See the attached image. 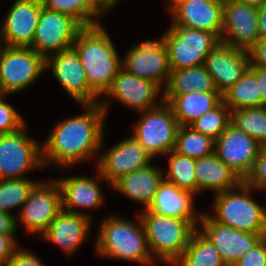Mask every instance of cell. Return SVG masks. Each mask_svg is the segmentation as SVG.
<instances>
[{
    "mask_svg": "<svg viewBox=\"0 0 266 266\" xmlns=\"http://www.w3.org/2000/svg\"><path fill=\"white\" fill-rule=\"evenodd\" d=\"M84 113L58 122L42 145L44 167L51 164L69 168L96 156L104 143V120L109 103L82 105Z\"/></svg>",
    "mask_w": 266,
    "mask_h": 266,
    "instance_id": "obj_1",
    "label": "cell"
},
{
    "mask_svg": "<svg viewBox=\"0 0 266 266\" xmlns=\"http://www.w3.org/2000/svg\"><path fill=\"white\" fill-rule=\"evenodd\" d=\"M84 67L89 87L104 95L111 87L122 60L106 29L101 24L83 27L72 46Z\"/></svg>",
    "mask_w": 266,
    "mask_h": 266,
    "instance_id": "obj_2",
    "label": "cell"
},
{
    "mask_svg": "<svg viewBox=\"0 0 266 266\" xmlns=\"http://www.w3.org/2000/svg\"><path fill=\"white\" fill-rule=\"evenodd\" d=\"M138 224L110 215L100 223L95 250L110 259L141 264L154 263L140 216Z\"/></svg>",
    "mask_w": 266,
    "mask_h": 266,
    "instance_id": "obj_3",
    "label": "cell"
},
{
    "mask_svg": "<svg viewBox=\"0 0 266 266\" xmlns=\"http://www.w3.org/2000/svg\"><path fill=\"white\" fill-rule=\"evenodd\" d=\"M138 213L153 259L174 265L183 255L190 237L197 229L189 220L160 216L148 209Z\"/></svg>",
    "mask_w": 266,
    "mask_h": 266,
    "instance_id": "obj_4",
    "label": "cell"
},
{
    "mask_svg": "<svg viewBox=\"0 0 266 266\" xmlns=\"http://www.w3.org/2000/svg\"><path fill=\"white\" fill-rule=\"evenodd\" d=\"M252 187L243 181L238 187L216 193L213 204L217 223L239 231L266 234L265 206L251 198Z\"/></svg>",
    "mask_w": 266,
    "mask_h": 266,
    "instance_id": "obj_5",
    "label": "cell"
},
{
    "mask_svg": "<svg viewBox=\"0 0 266 266\" xmlns=\"http://www.w3.org/2000/svg\"><path fill=\"white\" fill-rule=\"evenodd\" d=\"M168 51L170 70L204 65L205 59L220 39L213 33L171 24L162 35Z\"/></svg>",
    "mask_w": 266,
    "mask_h": 266,
    "instance_id": "obj_6",
    "label": "cell"
},
{
    "mask_svg": "<svg viewBox=\"0 0 266 266\" xmlns=\"http://www.w3.org/2000/svg\"><path fill=\"white\" fill-rule=\"evenodd\" d=\"M140 113L142 117L133 126L132 136L153 158L173 151L179 125L171 106L163 101Z\"/></svg>",
    "mask_w": 266,
    "mask_h": 266,
    "instance_id": "obj_7",
    "label": "cell"
},
{
    "mask_svg": "<svg viewBox=\"0 0 266 266\" xmlns=\"http://www.w3.org/2000/svg\"><path fill=\"white\" fill-rule=\"evenodd\" d=\"M25 128L0 135V179H23L28 171L44 167L42 145Z\"/></svg>",
    "mask_w": 266,
    "mask_h": 266,
    "instance_id": "obj_8",
    "label": "cell"
},
{
    "mask_svg": "<svg viewBox=\"0 0 266 266\" xmlns=\"http://www.w3.org/2000/svg\"><path fill=\"white\" fill-rule=\"evenodd\" d=\"M46 70V60L30 47L5 46L0 53V86L5 95L33 84Z\"/></svg>",
    "mask_w": 266,
    "mask_h": 266,
    "instance_id": "obj_9",
    "label": "cell"
},
{
    "mask_svg": "<svg viewBox=\"0 0 266 266\" xmlns=\"http://www.w3.org/2000/svg\"><path fill=\"white\" fill-rule=\"evenodd\" d=\"M82 28L72 16L43 6L30 48L46 60L53 54L72 48Z\"/></svg>",
    "mask_w": 266,
    "mask_h": 266,
    "instance_id": "obj_10",
    "label": "cell"
},
{
    "mask_svg": "<svg viewBox=\"0 0 266 266\" xmlns=\"http://www.w3.org/2000/svg\"><path fill=\"white\" fill-rule=\"evenodd\" d=\"M122 68L130 74L151 80L161 88H166L171 70L168 51L162 37L145 40L130 47L122 59Z\"/></svg>",
    "mask_w": 266,
    "mask_h": 266,
    "instance_id": "obj_11",
    "label": "cell"
},
{
    "mask_svg": "<svg viewBox=\"0 0 266 266\" xmlns=\"http://www.w3.org/2000/svg\"><path fill=\"white\" fill-rule=\"evenodd\" d=\"M61 210V191L58 183L53 180L40 181L18 212L17 221L22 223L27 233L41 236Z\"/></svg>",
    "mask_w": 266,
    "mask_h": 266,
    "instance_id": "obj_12",
    "label": "cell"
},
{
    "mask_svg": "<svg viewBox=\"0 0 266 266\" xmlns=\"http://www.w3.org/2000/svg\"><path fill=\"white\" fill-rule=\"evenodd\" d=\"M51 67L54 77L71 98L80 105L97 104L98 95L89 87L84 67L72 47L46 59V69Z\"/></svg>",
    "mask_w": 266,
    "mask_h": 266,
    "instance_id": "obj_13",
    "label": "cell"
},
{
    "mask_svg": "<svg viewBox=\"0 0 266 266\" xmlns=\"http://www.w3.org/2000/svg\"><path fill=\"white\" fill-rule=\"evenodd\" d=\"M262 145L230 124L215 140L214 154L245 181Z\"/></svg>",
    "mask_w": 266,
    "mask_h": 266,
    "instance_id": "obj_14",
    "label": "cell"
},
{
    "mask_svg": "<svg viewBox=\"0 0 266 266\" xmlns=\"http://www.w3.org/2000/svg\"><path fill=\"white\" fill-rule=\"evenodd\" d=\"M153 157L133 137H126L97 158L96 168L111 186L120 178L151 164Z\"/></svg>",
    "mask_w": 266,
    "mask_h": 266,
    "instance_id": "obj_15",
    "label": "cell"
},
{
    "mask_svg": "<svg viewBox=\"0 0 266 266\" xmlns=\"http://www.w3.org/2000/svg\"><path fill=\"white\" fill-rule=\"evenodd\" d=\"M201 229L197 230L217 248L226 266H233L249 252L266 234H254L221 225L207 213L200 215Z\"/></svg>",
    "mask_w": 266,
    "mask_h": 266,
    "instance_id": "obj_16",
    "label": "cell"
},
{
    "mask_svg": "<svg viewBox=\"0 0 266 266\" xmlns=\"http://www.w3.org/2000/svg\"><path fill=\"white\" fill-rule=\"evenodd\" d=\"M258 7L223 2V26L220 41L235 48L249 51L259 40Z\"/></svg>",
    "mask_w": 266,
    "mask_h": 266,
    "instance_id": "obj_17",
    "label": "cell"
},
{
    "mask_svg": "<svg viewBox=\"0 0 266 266\" xmlns=\"http://www.w3.org/2000/svg\"><path fill=\"white\" fill-rule=\"evenodd\" d=\"M249 65L248 51L221 41L208 54L204 62L216 90L221 95L242 77Z\"/></svg>",
    "mask_w": 266,
    "mask_h": 266,
    "instance_id": "obj_18",
    "label": "cell"
},
{
    "mask_svg": "<svg viewBox=\"0 0 266 266\" xmlns=\"http://www.w3.org/2000/svg\"><path fill=\"white\" fill-rule=\"evenodd\" d=\"M224 0H180L169 11L176 26L203 30L215 34L219 39L223 26Z\"/></svg>",
    "mask_w": 266,
    "mask_h": 266,
    "instance_id": "obj_19",
    "label": "cell"
},
{
    "mask_svg": "<svg viewBox=\"0 0 266 266\" xmlns=\"http://www.w3.org/2000/svg\"><path fill=\"white\" fill-rule=\"evenodd\" d=\"M161 89L155 82L137 77L121 68L105 95L117 99L131 109L143 112L157 107L164 101L163 93L159 96Z\"/></svg>",
    "mask_w": 266,
    "mask_h": 266,
    "instance_id": "obj_20",
    "label": "cell"
},
{
    "mask_svg": "<svg viewBox=\"0 0 266 266\" xmlns=\"http://www.w3.org/2000/svg\"><path fill=\"white\" fill-rule=\"evenodd\" d=\"M42 7V0L14 1L1 25L6 46L32 45Z\"/></svg>",
    "mask_w": 266,
    "mask_h": 266,
    "instance_id": "obj_21",
    "label": "cell"
},
{
    "mask_svg": "<svg viewBox=\"0 0 266 266\" xmlns=\"http://www.w3.org/2000/svg\"><path fill=\"white\" fill-rule=\"evenodd\" d=\"M97 179L85 176H72L55 179L61 191L62 209L75 214H82L90 217L86 212L73 210L74 207H82L84 209H97L104 203V196L100 189L99 180L105 181L101 173L97 169ZM99 179V180H98Z\"/></svg>",
    "mask_w": 266,
    "mask_h": 266,
    "instance_id": "obj_22",
    "label": "cell"
},
{
    "mask_svg": "<svg viewBox=\"0 0 266 266\" xmlns=\"http://www.w3.org/2000/svg\"><path fill=\"white\" fill-rule=\"evenodd\" d=\"M91 222L92 218L62 209L40 237L71 256L88 236Z\"/></svg>",
    "mask_w": 266,
    "mask_h": 266,
    "instance_id": "obj_23",
    "label": "cell"
},
{
    "mask_svg": "<svg viewBox=\"0 0 266 266\" xmlns=\"http://www.w3.org/2000/svg\"><path fill=\"white\" fill-rule=\"evenodd\" d=\"M193 195L195 194L163 179L148 210L160 216L189 220L197 228L200 215L198 217L194 212Z\"/></svg>",
    "mask_w": 266,
    "mask_h": 266,
    "instance_id": "obj_24",
    "label": "cell"
},
{
    "mask_svg": "<svg viewBox=\"0 0 266 266\" xmlns=\"http://www.w3.org/2000/svg\"><path fill=\"white\" fill-rule=\"evenodd\" d=\"M196 194L203 190L224 192L238 187L243 180L215 154L195 159Z\"/></svg>",
    "mask_w": 266,
    "mask_h": 266,
    "instance_id": "obj_25",
    "label": "cell"
},
{
    "mask_svg": "<svg viewBox=\"0 0 266 266\" xmlns=\"http://www.w3.org/2000/svg\"><path fill=\"white\" fill-rule=\"evenodd\" d=\"M163 173L160 168L150 164L123 176L112 187L148 209L153 203L159 184L164 179Z\"/></svg>",
    "mask_w": 266,
    "mask_h": 266,
    "instance_id": "obj_26",
    "label": "cell"
},
{
    "mask_svg": "<svg viewBox=\"0 0 266 266\" xmlns=\"http://www.w3.org/2000/svg\"><path fill=\"white\" fill-rule=\"evenodd\" d=\"M163 98L171 106L179 126H189L223 100L219 92L200 91Z\"/></svg>",
    "mask_w": 266,
    "mask_h": 266,
    "instance_id": "obj_27",
    "label": "cell"
},
{
    "mask_svg": "<svg viewBox=\"0 0 266 266\" xmlns=\"http://www.w3.org/2000/svg\"><path fill=\"white\" fill-rule=\"evenodd\" d=\"M164 89L163 96H178L194 91L218 92L204 65L171 70L168 84Z\"/></svg>",
    "mask_w": 266,
    "mask_h": 266,
    "instance_id": "obj_28",
    "label": "cell"
},
{
    "mask_svg": "<svg viewBox=\"0 0 266 266\" xmlns=\"http://www.w3.org/2000/svg\"><path fill=\"white\" fill-rule=\"evenodd\" d=\"M174 266H226L217 248L197 229Z\"/></svg>",
    "mask_w": 266,
    "mask_h": 266,
    "instance_id": "obj_29",
    "label": "cell"
},
{
    "mask_svg": "<svg viewBox=\"0 0 266 266\" xmlns=\"http://www.w3.org/2000/svg\"><path fill=\"white\" fill-rule=\"evenodd\" d=\"M222 98L231 111L261 106L257 76L248 68L242 77L222 95Z\"/></svg>",
    "mask_w": 266,
    "mask_h": 266,
    "instance_id": "obj_30",
    "label": "cell"
},
{
    "mask_svg": "<svg viewBox=\"0 0 266 266\" xmlns=\"http://www.w3.org/2000/svg\"><path fill=\"white\" fill-rule=\"evenodd\" d=\"M42 2L49 10L72 16L83 27L101 24L95 19L100 16L99 14L107 12L96 0H42Z\"/></svg>",
    "mask_w": 266,
    "mask_h": 266,
    "instance_id": "obj_31",
    "label": "cell"
},
{
    "mask_svg": "<svg viewBox=\"0 0 266 266\" xmlns=\"http://www.w3.org/2000/svg\"><path fill=\"white\" fill-rule=\"evenodd\" d=\"M215 140L190 126H179L174 151L194 159L214 154Z\"/></svg>",
    "mask_w": 266,
    "mask_h": 266,
    "instance_id": "obj_32",
    "label": "cell"
},
{
    "mask_svg": "<svg viewBox=\"0 0 266 266\" xmlns=\"http://www.w3.org/2000/svg\"><path fill=\"white\" fill-rule=\"evenodd\" d=\"M231 124L266 146V106L231 111Z\"/></svg>",
    "mask_w": 266,
    "mask_h": 266,
    "instance_id": "obj_33",
    "label": "cell"
},
{
    "mask_svg": "<svg viewBox=\"0 0 266 266\" xmlns=\"http://www.w3.org/2000/svg\"><path fill=\"white\" fill-rule=\"evenodd\" d=\"M169 167L164 179L174 183L180 189L196 193L195 159L179 154L174 150L167 155Z\"/></svg>",
    "mask_w": 266,
    "mask_h": 266,
    "instance_id": "obj_34",
    "label": "cell"
},
{
    "mask_svg": "<svg viewBox=\"0 0 266 266\" xmlns=\"http://www.w3.org/2000/svg\"><path fill=\"white\" fill-rule=\"evenodd\" d=\"M39 181L28 178L0 179V212L12 214L14 207H20L28 199L33 188Z\"/></svg>",
    "mask_w": 266,
    "mask_h": 266,
    "instance_id": "obj_35",
    "label": "cell"
},
{
    "mask_svg": "<svg viewBox=\"0 0 266 266\" xmlns=\"http://www.w3.org/2000/svg\"><path fill=\"white\" fill-rule=\"evenodd\" d=\"M231 124V110L222 100L215 108L199 117L189 126L216 140Z\"/></svg>",
    "mask_w": 266,
    "mask_h": 266,
    "instance_id": "obj_36",
    "label": "cell"
},
{
    "mask_svg": "<svg viewBox=\"0 0 266 266\" xmlns=\"http://www.w3.org/2000/svg\"><path fill=\"white\" fill-rule=\"evenodd\" d=\"M7 95L0 97V135L15 132L25 125L24 118L4 101Z\"/></svg>",
    "mask_w": 266,
    "mask_h": 266,
    "instance_id": "obj_37",
    "label": "cell"
},
{
    "mask_svg": "<svg viewBox=\"0 0 266 266\" xmlns=\"http://www.w3.org/2000/svg\"><path fill=\"white\" fill-rule=\"evenodd\" d=\"M245 182L253 188V190L266 191V146H262L251 174L246 178Z\"/></svg>",
    "mask_w": 266,
    "mask_h": 266,
    "instance_id": "obj_38",
    "label": "cell"
},
{
    "mask_svg": "<svg viewBox=\"0 0 266 266\" xmlns=\"http://www.w3.org/2000/svg\"><path fill=\"white\" fill-rule=\"evenodd\" d=\"M233 266H266V237L241 256Z\"/></svg>",
    "mask_w": 266,
    "mask_h": 266,
    "instance_id": "obj_39",
    "label": "cell"
},
{
    "mask_svg": "<svg viewBox=\"0 0 266 266\" xmlns=\"http://www.w3.org/2000/svg\"><path fill=\"white\" fill-rule=\"evenodd\" d=\"M4 266H44L37 255L21 249L20 247L14 252L13 256Z\"/></svg>",
    "mask_w": 266,
    "mask_h": 266,
    "instance_id": "obj_40",
    "label": "cell"
},
{
    "mask_svg": "<svg viewBox=\"0 0 266 266\" xmlns=\"http://www.w3.org/2000/svg\"><path fill=\"white\" fill-rule=\"evenodd\" d=\"M15 236L0 233V266H4L19 248Z\"/></svg>",
    "mask_w": 266,
    "mask_h": 266,
    "instance_id": "obj_41",
    "label": "cell"
},
{
    "mask_svg": "<svg viewBox=\"0 0 266 266\" xmlns=\"http://www.w3.org/2000/svg\"><path fill=\"white\" fill-rule=\"evenodd\" d=\"M248 52L250 56L249 66L266 69V39H259Z\"/></svg>",
    "mask_w": 266,
    "mask_h": 266,
    "instance_id": "obj_42",
    "label": "cell"
},
{
    "mask_svg": "<svg viewBox=\"0 0 266 266\" xmlns=\"http://www.w3.org/2000/svg\"><path fill=\"white\" fill-rule=\"evenodd\" d=\"M17 216L0 212V233L4 235L14 236L18 225Z\"/></svg>",
    "mask_w": 266,
    "mask_h": 266,
    "instance_id": "obj_43",
    "label": "cell"
},
{
    "mask_svg": "<svg viewBox=\"0 0 266 266\" xmlns=\"http://www.w3.org/2000/svg\"><path fill=\"white\" fill-rule=\"evenodd\" d=\"M249 69L257 76L261 106H266V69L256 66H249Z\"/></svg>",
    "mask_w": 266,
    "mask_h": 266,
    "instance_id": "obj_44",
    "label": "cell"
},
{
    "mask_svg": "<svg viewBox=\"0 0 266 266\" xmlns=\"http://www.w3.org/2000/svg\"><path fill=\"white\" fill-rule=\"evenodd\" d=\"M257 25L259 39H266V4L258 7Z\"/></svg>",
    "mask_w": 266,
    "mask_h": 266,
    "instance_id": "obj_45",
    "label": "cell"
},
{
    "mask_svg": "<svg viewBox=\"0 0 266 266\" xmlns=\"http://www.w3.org/2000/svg\"><path fill=\"white\" fill-rule=\"evenodd\" d=\"M224 1H233V2H237V3H244V4L253 5L256 7H260L261 5L266 4V0H224Z\"/></svg>",
    "mask_w": 266,
    "mask_h": 266,
    "instance_id": "obj_46",
    "label": "cell"
},
{
    "mask_svg": "<svg viewBox=\"0 0 266 266\" xmlns=\"http://www.w3.org/2000/svg\"><path fill=\"white\" fill-rule=\"evenodd\" d=\"M106 11L113 8L119 0H96Z\"/></svg>",
    "mask_w": 266,
    "mask_h": 266,
    "instance_id": "obj_47",
    "label": "cell"
},
{
    "mask_svg": "<svg viewBox=\"0 0 266 266\" xmlns=\"http://www.w3.org/2000/svg\"><path fill=\"white\" fill-rule=\"evenodd\" d=\"M5 42H4V38H3V31H2V27L0 28V53L2 52V50L5 48Z\"/></svg>",
    "mask_w": 266,
    "mask_h": 266,
    "instance_id": "obj_48",
    "label": "cell"
},
{
    "mask_svg": "<svg viewBox=\"0 0 266 266\" xmlns=\"http://www.w3.org/2000/svg\"><path fill=\"white\" fill-rule=\"evenodd\" d=\"M170 1V2H169ZM178 1H180V0H168V9H170L176 2H178Z\"/></svg>",
    "mask_w": 266,
    "mask_h": 266,
    "instance_id": "obj_49",
    "label": "cell"
},
{
    "mask_svg": "<svg viewBox=\"0 0 266 266\" xmlns=\"http://www.w3.org/2000/svg\"><path fill=\"white\" fill-rule=\"evenodd\" d=\"M3 95H5V94H4V92L2 91L1 86H0V97H2Z\"/></svg>",
    "mask_w": 266,
    "mask_h": 266,
    "instance_id": "obj_50",
    "label": "cell"
}]
</instances>
